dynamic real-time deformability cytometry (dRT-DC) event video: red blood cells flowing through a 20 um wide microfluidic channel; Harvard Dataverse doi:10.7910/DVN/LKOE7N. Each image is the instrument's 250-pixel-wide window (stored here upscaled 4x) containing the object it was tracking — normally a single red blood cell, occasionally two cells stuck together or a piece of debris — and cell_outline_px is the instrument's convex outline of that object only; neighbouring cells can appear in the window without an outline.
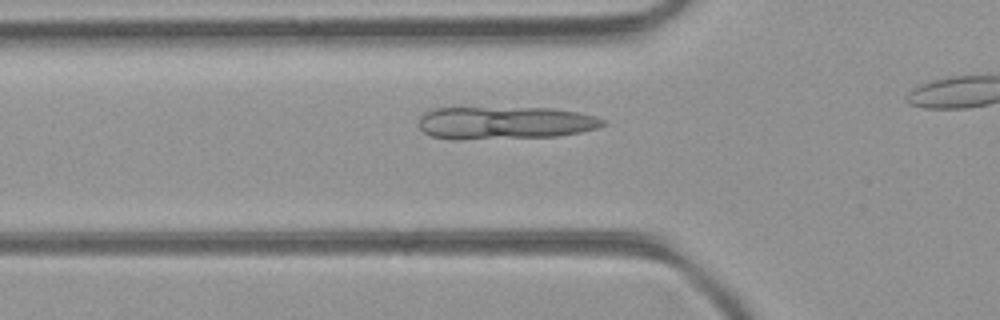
{"species": "common noctule bat (a hibernating species)", "species_latin": "Nyctalus noctula", "temperature_condition": "room temperature", "stored_images_in_passage": 12, "camera_frame_rate_fps": 3000, "um_per_image_px": 0.085, "animal": {"sex": "female", "body_mass_g": 21.9}, "frame": {"image": 1, "passage_image": 4, "time_ms": 1.0, "image_size_px": [1000, 320], "cell_outline_px": [[608, 124], [596, 128], [580, 132], [556, 136], [460, 140], [452, 140], [432, 136], [424, 132], [420, 128], [420, 116], [432, 108], [552, 108], [580, 112], [596, 116], [604, 120]], "centroid_in_image_um": [42.93, 10.44], "position_along_channel_um": 82.9, "area_um2": 35.32}}
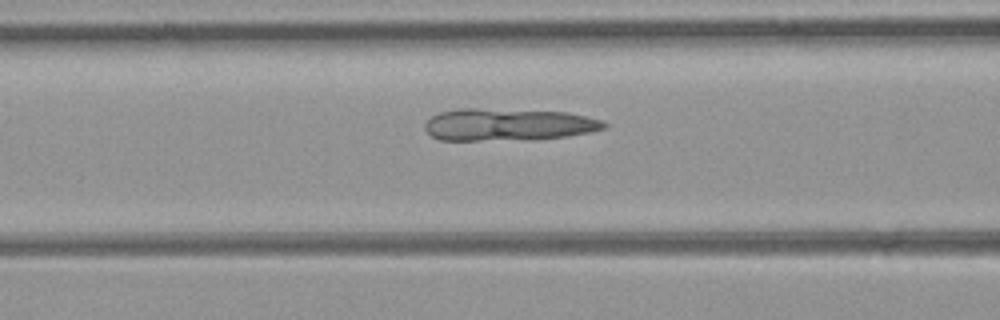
{"frame": {"image": 2, "passage_image": 7, "time_ms": 2.0, "image_size_px": [1000, 320], "cell_outline_px": [[608, 124], [604, 128], [588, 132], [568, 136], [532, 140], [440, 140], [432, 136], [424, 128], [424, 124], [432, 116], [440, 112], [460, 108], [476, 108], [568, 112], [604, 120]], "centroid_in_image_um": [43.2, 10.59], "position_along_channel_um": 123.4, "area_um2": 33.87}}
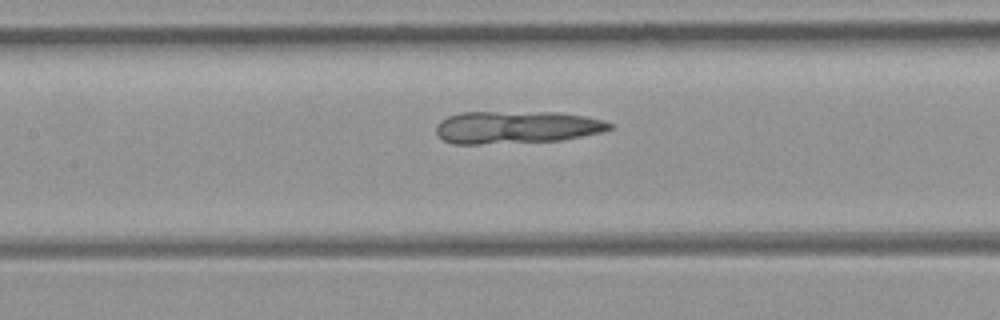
{"frame": {"image": 3, "passage_image": 10, "time_ms": 3.0, "image_size_px": [1000, 320], "cell_outline_px": [[616, 128], [604, 132], [560, 140], [480, 144], [452, 144], [444, 140], [436, 132], [436, 124], [440, 120], [448, 116], [460, 112], [560, 112], [584, 116], [604, 120], [612, 124]], "centroid_in_image_um": [43.92, 10.81], "position_along_channel_um": 163.5, "area_um2": 33.12}}